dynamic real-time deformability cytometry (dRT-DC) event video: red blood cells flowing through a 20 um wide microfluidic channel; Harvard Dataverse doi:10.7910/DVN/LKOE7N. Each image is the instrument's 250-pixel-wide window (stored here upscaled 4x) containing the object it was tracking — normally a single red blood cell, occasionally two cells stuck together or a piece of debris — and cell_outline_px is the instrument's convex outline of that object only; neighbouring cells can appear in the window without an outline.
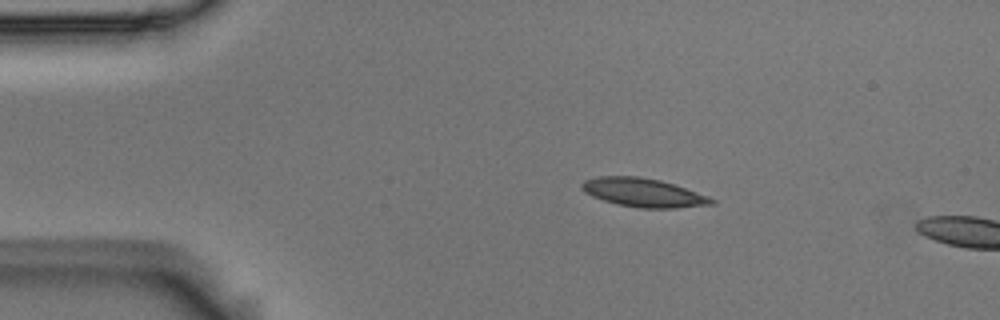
{"species": "Egyptian fruit bat (a non-hibernating species)", "species_latin": "Rousettus aegyptiacus", "temperature_condition": "room temperature", "stored_images_in_passage": 12, "camera_frame_rate_fps": 3000, "um_per_image_px": 0.085, "animal": {"sex": "male"}, "frame": {"image": 1, "passage_image": 9, "time_ms": 2.667, "image_size_px": [1000, 320], "cell_outline_px": [[716, 204], [676, 208], [640, 208], [616, 204], [592, 196], [584, 192], [580, 188], [580, 184], [584, 180], [596, 176], [640, 176], [660, 180], [708, 196], [716, 200]], "centroid_in_image_um": [54.65, 16.37], "position_along_channel_um": 30.3, "area_um2": 21.73}}